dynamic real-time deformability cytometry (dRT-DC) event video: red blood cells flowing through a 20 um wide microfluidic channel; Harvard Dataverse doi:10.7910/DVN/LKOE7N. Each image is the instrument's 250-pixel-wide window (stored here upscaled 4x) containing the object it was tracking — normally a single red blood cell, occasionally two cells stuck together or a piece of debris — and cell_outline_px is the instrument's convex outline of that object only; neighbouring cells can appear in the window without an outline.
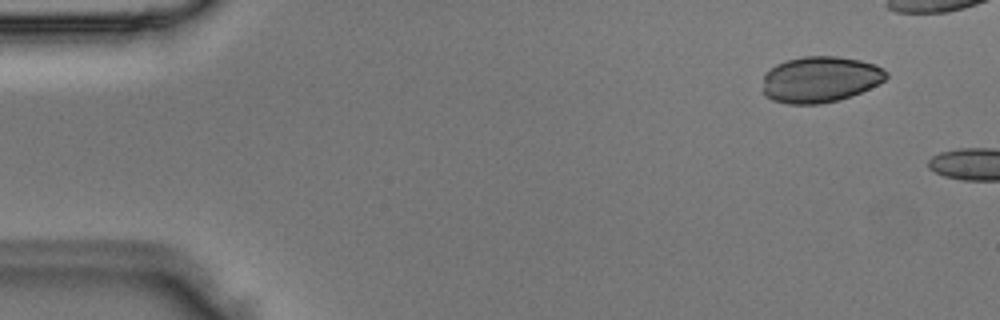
{"species": "Egyptian fruit bat (a non-hibernating species)", "species_latin": "Rousettus aegyptiacus", "temperature_condition": "room temperature", "stored_images_in_passage": 2, "camera_frame_rate_fps": 3000, "um_per_image_px": 0.085, "animal": {"sex": "male"}, "frame": {"image": 1, "passage_image": 1, "time_ms": 0.0, "image_size_px": [1000, 320], "cell_outline_px": [[888, 76], [884, 80], [852, 96], [820, 104], [788, 104], [772, 100], [764, 96], [764, 76], [776, 64], [788, 60], [804, 56], [836, 56], [860, 60], [876, 64], [884, 68], [888, 72]], "centroid_in_image_um": [69.73, 6.75], "position_along_channel_um": 15.3, "area_um2": 33.06}}